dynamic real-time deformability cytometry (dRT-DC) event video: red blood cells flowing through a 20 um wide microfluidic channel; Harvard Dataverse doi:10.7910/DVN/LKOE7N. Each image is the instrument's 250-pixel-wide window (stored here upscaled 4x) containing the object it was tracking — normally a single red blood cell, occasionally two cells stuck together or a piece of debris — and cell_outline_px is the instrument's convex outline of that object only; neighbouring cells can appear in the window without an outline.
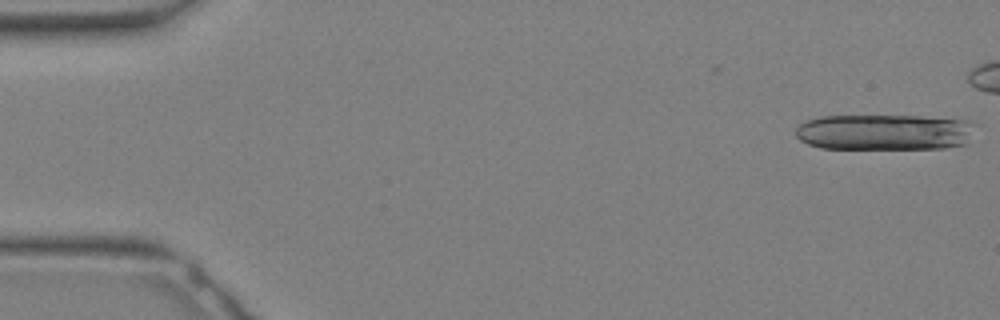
{"species": "Egyptian fruit bat (a non-hibernating species)", "species_latin": "Rousettus aegyptiacus", "temperature_condition": "warm", "stored_images_in_passage": 19, "camera_frame_rate_fps": 3000, "um_per_image_px": 0.085, "animal": {"sex": "female"}, "frame": {"image": 1, "passage_image": 1, "time_ms": 0.0, "image_size_px": [1000, 320], "cell_outline_px": [[980, 124], [968, 144], [944, 148], [820, 148], [808, 144], [800, 140], [796, 136], [796, 128], [804, 120], [820, 116], [920, 116], [968, 120]], "centroid_in_image_um": [75.27, 11.22], "position_along_channel_um": 9.7, "area_um2": 38.26}}
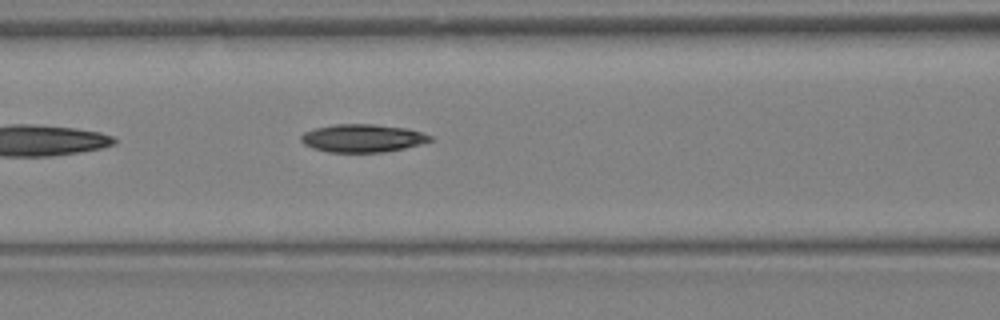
{"frame": {"image": 2, "passage_image": 14, "time_ms": 4.333, "image_size_px": [1000, 320], "cell_outline_px": [[432, 140], [420, 144], [404, 148], [384, 152], [328, 152], [312, 148], [304, 144], [300, 140], [300, 136], [304, 132], [316, 128], [336, 124], [372, 124], [408, 128], [432, 136]], "centroid_in_image_um": [30.8, 11.74], "position_along_channel_um": 135.8, "area_um2": 20.98}}
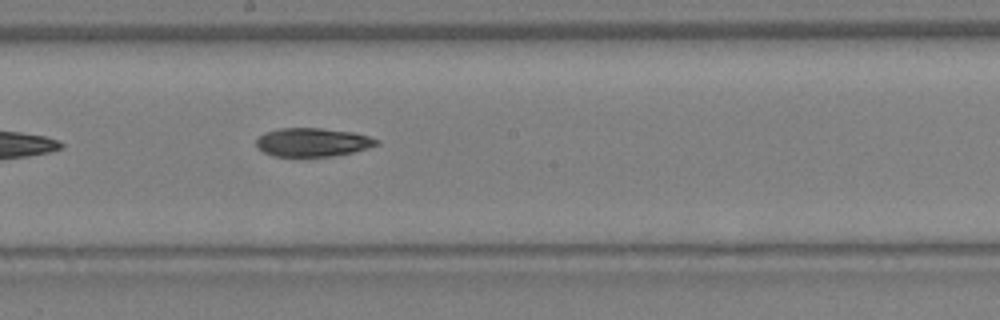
{"frame": {"image": 3, "passage_image": 18, "time_ms": 5.667, "image_size_px": [1000, 320], "cell_outline_px": [[380, 144], [368, 148], [352, 152], [332, 156], [272, 156], [264, 152], [256, 144], [256, 140], [264, 132], [280, 128], [320, 128], [352, 132], [368, 136], [380, 140]], "centroid_in_image_um": [26.58, 12.09], "position_along_channel_um": 221.6, "area_um2": 19.94}}